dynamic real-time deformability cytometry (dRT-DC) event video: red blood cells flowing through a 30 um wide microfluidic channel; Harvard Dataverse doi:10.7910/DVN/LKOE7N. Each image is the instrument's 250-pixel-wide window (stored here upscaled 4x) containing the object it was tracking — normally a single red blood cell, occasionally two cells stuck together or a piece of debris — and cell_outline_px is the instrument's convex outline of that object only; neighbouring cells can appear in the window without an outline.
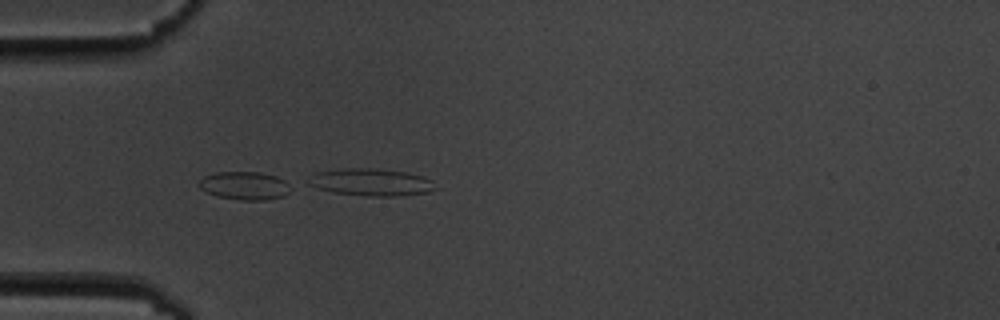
{"species": "common noctule bat (a hibernating species)", "species_latin": "Nyctalus noctula", "temperature_condition": "cold", "stored_images_in_passage": 5, "camera_frame_rate_fps": 3000, "um_per_image_px": 0.085, "animal": {"sex": "male", "body_mass_g": 19.5, "forearm_length_mm": 54.6}, "frame": {"image": 1, "passage_image": 4, "time_ms": 3.333, "image_size_px": [1000, 320], "cell_outline_px": [[292, 188], [284, 196], [264, 200], [240, 200], [216, 196], [200, 188], [196, 184], [204, 176], [216, 172], [260, 172], [276, 176], [292, 184]], "centroid_in_image_um": [20.81, 15.78], "position_along_channel_um": 64.2, "area_um2": 15.2}}